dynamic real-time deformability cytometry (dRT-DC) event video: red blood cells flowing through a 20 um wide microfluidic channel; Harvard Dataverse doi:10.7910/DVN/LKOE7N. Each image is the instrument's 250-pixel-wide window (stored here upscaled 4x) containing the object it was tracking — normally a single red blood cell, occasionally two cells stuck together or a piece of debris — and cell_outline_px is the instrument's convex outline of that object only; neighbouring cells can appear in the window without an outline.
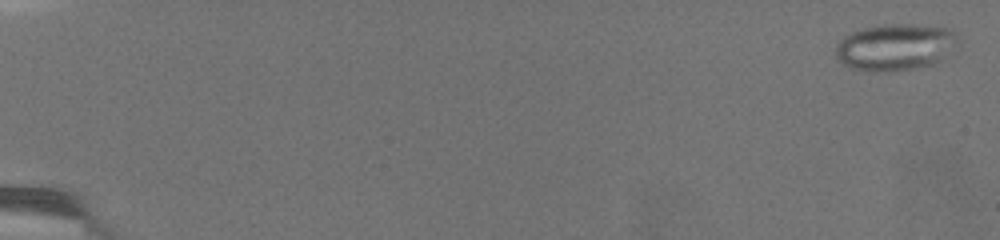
{"species": "common noctule bat (a hibernating species)", "species_latin": "Nyctalus noctula", "temperature_condition": "warm", "stored_images_in_passage": 77, "camera_frame_rate_fps": 3000, "um_per_image_px": 0.085, "animal": {"sex": "female", "body_mass_g": 19.5, "forearm_length_mm": 54.1}, "frame": {"image": 1, "passage_image": 1, "time_ms": 0.0, "image_size_px": [1000, 240], "cell_outline_px": [[960, 40], [940, 60], [932, 64], [912, 68], [880, 72], [868, 72], [848, 68], [836, 60], [836, 44], [844, 36], [852, 32], [864, 28], [892, 24], [912, 24], [948, 28], [956, 32]], "centroid_in_image_um": [76.05, 4.01], "position_along_channel_um": 8.9, "area_um2": 33.29}}
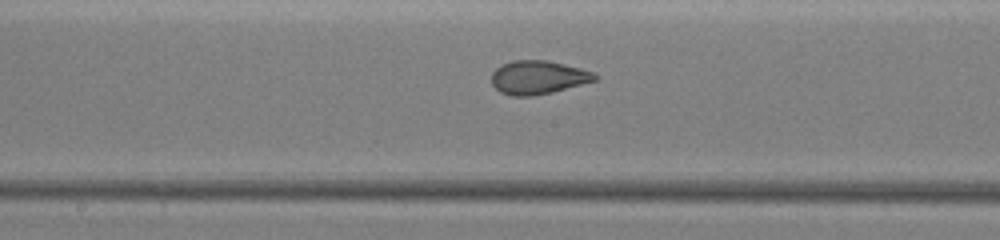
{"frame": {"image": 2, "passage_image": 53, "time_ms": 13.0, "image_size_px": [1000, 240], "cell_outline_px": [[600, 76], [596, 80], [552, 92], [532, 96], [516, 96], [500, 92], [492, 84], [492, 72], [496, 68], [512, 60], [548, 60], [580, 68], [592, 72]], "centroid_in_image_um": [45.74, 6.57], "position_along_channel_um": 202.5, "area_um2": 20.06}}
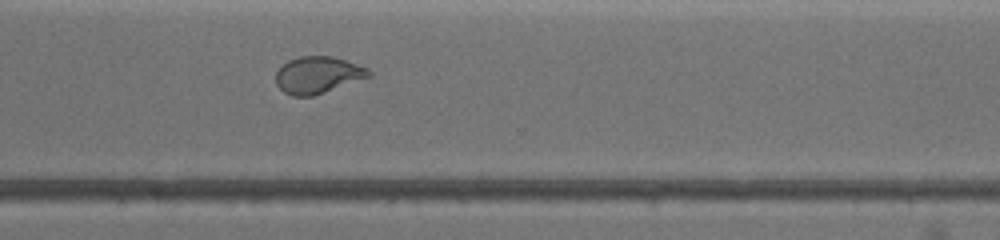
{"frame": {"image": 3, "passage_image": 76, "time_ms": 17.667, "image_size_px": [1000, 240], "cell_outline_px": [[372, 76], [312, 96], [292, 96], [284, 92], [276, 84], [276, 72], [288, 60], [300, 56], [332, 56], [368, 68], [372, 72]], "centroid_in_image_um": [27.02, 6.37], "position_along_channel_um": 343.6, "area_um2": 19.83}}